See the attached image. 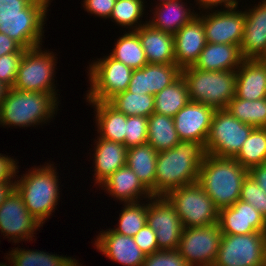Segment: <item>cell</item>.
Returning a JSON list of instances; mask_svg holds the SVG:
<instances>
[{"instance_id": "cell-14", "label": "cell", "mask_w": 266, "mask_h": 266, "mask_svg": "<svg viewBox=\"0 0 266 266\" xmlns=\"http://www.w3.org/2000/svg\"><path fill=\"white\" fill-rule=\"evenodd\" d=\"M43 225L33 217L26 208L21 195L16 189L11 192L4 203L0 206V232L1 235L13 240L32 241L35 232Z\"/></svg>"}, {"instance_id": "cell-1", "label": "cell", "mask_w": 266, "mask_h": 266, "mask_svg": "<svg viewBox=\"0 0 266 266\" xmlns=\"http://www.w3.org/2000/svg\"><path fill=\"white\" fill-rule=\"evenodd\" d=\"M206 155L205 145L194 140H181L173 148L158 152L155 196H167L175 189L197 182Z\"/></svg>"}, {"instance_id": "cell-18", "label": "cell", "mask_w": 266, "mask_h": 266, "mask_svg": "<svg viewBox=\"0 0 266 266\" xmlns=\"http://www.w3.org/2000/svg\"><path fill=\"white\" fill-rule=\"evenodd\" d=\"M95 248L115 263L124 266H142L146 254L137 246L133 237L121 235L112 229L100 231Z\"/></svg>"}, {"instance_id": "cell-25", "label": "cell", "mask_w": 266, "mask_h": 266, "mask_svg": "<svg viewBox=\"0 0 266 266\" xmlns=\"http://www.w3.org/2000/svg\"><path fill=\"white\" fill-rule=\"evenodd\" d=\"M96 139L94 147V180L100 185L119 168L126 165L127 147L118 142L103 138Z\"/></svg>"}, {"instance_id": "cell-4", "label": "cell", "mask_w": 266, "mask_h": 266, "mask_svg": "<svg viewBox=\"0 0 266 266\" xmlns=\"http://www.w3.org/2000/svg\"><path fill=\"white\" fill-rule=\"evenodd\" d=\"M58 101L51 93L10 88L0 105V125L24 128L46 123L57 112Z\"/></svg>"}, {"instance_id": "cell-21", "label": "cell", "mask_w": 266, "mask_h": 266, "mask_svg": "<svg viewBox=\"0 0 266 266\" xmlns=\"http://www.w3.org/2000/svg\"><path fill=\"white\" fill-rule=\"evenodd\" d=\"M206 43L203 21L197 15L174 34L176 65L181 70L194 66Z\"/></svg>"}, {"instance_id": "cell-19", "label": "cell", "mask_w": 266, "mask_h": 266, "mask_svg": "<svg viewBox=\"0 0 266 266\" xmlns=\"http://www.w3.org/2000/svg\"><path fill=\"white\" fill-rule=\"evenodd\" d=\"M181 76V69L176 64H147L133 70L127 91L156 95L171 85Z\"/></svg>"}, {"instance_id": "cell-52", "label": "cell", "mask_w": 266, "mask_h": 266, "mask_svg": "<svg viewBox=\"0 0 266 266\" xmlns=\"http://www.w3.org/2000/svg\"><path fill=\"white\" fill-rule=\"evenodd\" d=\"M159 3L158 4H161V3H165V2H169V1H173V0H158Z\"/></svg>"}, {"instance_id": "cell-27", "label": "cell", "mask_w": 266, "mask_h": 266, "mask_svg": "<svg viewBox=\"0 0 266 266\" xmlns=\"http://www.w3.org/2000/svg\"><path fill=\"white\" fill-rule=\"evenodd\" d=\"M153 18L147 22L154 29L175 34L182 26L197 16L182 0L155 5ZM186 6V7H185Z\"/></svg>"}, {"instance_id": "cell-30", "label": "cell", "mask_w": 266, "mask_h": 266, "mask_svg": "<svg viewBox=\"0 0 266 266\" xmlns=\"http://www.w3.org/2000/svg\"><path fill=\"white\" fill-rule=\"evenodd\" d=\"M180 141L173 117L155 112L148 117L147 143L157 152L169 150Z\"/></svg>"}, {"instance_id": "cell-26", "label": "cell", "mask_w": 266, "mask_h": 266, "mask_svg": "<svg viewBox=\"0 0 266 266\" xmlns=\"http://www.w3.org/2000/svg\"><path fill=\"white\" fill-rule=\"evenodd\" d=\"M243 60L238 45L206 43L193 67L199 70L234 71Z\"/></svg>"}, {"instance_id": "cell-9", "label": "cell", "mask_w": 266, "mask_h": 266, "mask_svg": "<svg viewBox=\"0 0 266 266\" xmlns=\"http://www.w3.org/2000/svg\"><path fill=\"white\" fill-rule=\"evenodd\" d=\"M87 73L90 81L87 101L108 102L127 90L133 69L108 55L91 63Z\"/></svg>"}, {"instance_id": "cell-10", "label": "cell", "mask_w": 266, "mask_h": 266, "mask_svg": "<svg viewBox=\"0 0 266 266\" xmlns=\"http://www.w3.org/2000/svg\"><path fill=\"white\" fill-rule=\"evenodd\" d=\"M214 265L266 266V233L223 234Z\"/></svg>"}, {"instance_id": "cell-2", "label": "cell", "mask_w": 266, "mask_h": 266, "mask_svg": "<svg viewBox=\"0 0 266 266\" xmlns=\"http://www.w3.org/2000/svg\"><path fill=\"white\" fill-rule=\"evenodd\" d=\"M248 169L234 158L205 156L199 168L198 183L218 209L232 206L240 199L242 183Z\"/></svg>"}, {"instance_id": "cell-12", "label": "cell", "mask_w": 266, "mask_h": 266, "mask_svg": "<svg viewBox=\"0 0 266 266\" xmlns=\"http://www.w3.org/2000/svg\"><path fill=\"white\" fill-rule=\"evenodd\" d=\"M222 235L218 223L184 228L177 250L189 266H212L219 251Z\"/></svg>"}, {"instance_id": "cell-41", "label": "cell", "mask_w": 266, "mask_h": 266, "mask_svg": "<svg viewBox=\"0 0 266 266\" xmlns=\"http://www.w3.org/2000/svg\"><path fill=\"white\" fill-rule=\"evenodd\" d=\"M23 53H10L0 57V82L13 87Z\"/></svg>"}, {"instance_id": "cell-32", "label": "cell", "mask_w": 266, "mask_h": 266, "mask_svg": "<svg viewBox=\"0 0 266 266\" xmlns=\"http://www.w3.org/2000/svg\"><path fill=\"white\" fill-rule=\"evenodd\" d=\"M6 257L9 264L14 266H82L75 258L63 257V255L59 256V254L55 255L37 249L31 251V249L12 248Z\"/></svg>"}, {"instance_id": "cell-15", "label": "cell", "mask_w": 266, "mask_h": 266, "mask_svg": "<svg viewBox=\"0 0 266 266\" xmlns=\"http://www.w3.org/2000/svg\"><path fill=\"white\" fill-rule=\"evenodd\" d=\"M237 7L209 10L211 13L207 10L205 15L197 13L203 21L207 43L240 46L244 32L245 12L239 11Z\"/></svg>"}, {"instance_id": "cell-36", "label": "cell", "mask_w": 266, "mask_h": 266, "mask_svg": "<svg viewBox=\"0 0 266 266\" xmlns=\"http://www.w3.org/2000/svg\"><path fill=\"white\" fill-rule=\"evenodd\" d=\"M234 159L248 170L253 166L265 164L266 128H254Z\"/></svg>"}, {"instance_id": "cell-48", "label": "cell", "mask_w": 266, "mask_h": 266, "mask_svg": "<svg viewBox=\"0 0 266 266\" xmlns=\"http://www.w3.org/2000/svg\"><path fill=\"white\" fill-rule=\"evenodd\" d=\"M196 5L198 4L199 9L203 8V10H211L212 8L218 7L219 5L222 7L232 8L238 6L237 0H196Z\"/></svg>"}, {"instance_id": "cell-16", "label": "cell", "mask_w": 266, "mask_h": 266, "mask_svg": "<svg viewBox=\"0 0 266 266\" xmlns=\"http://www.w3.org/2000/svg\"><path fill=\"white\" fill-rule=\"evenodd\" d=\"M218 225L222 234L266 233L264 217L251 204L240 199L232 206L219 209Z\"/></svg>"}, {"instance_id": "cell-44", "label": "cell", "mask_w": 266, "mask_h": 266, "mask_svg": "<svg viewBox=\"0 0 266 266\" xmlns=\"http://www.w3.org/2000/svg\"><path fill=\"white\" fill-rule=\"evenodd\" d=\"M116 0H84L83 7L90 13L98 17L109 19Z\"/></svg>"}, {"instance_id": "cell-28", "label": "cell", "mask_w": 266, "mask_h": 266, "mask_svg": "<svg viewBox=\"0 0 266 266\" xmlns=\"http://www.w3.org/2000/svg\"><path fill=\"white\" fill-rule=\"evenodd\" d=\"M93 105L95 123L100 138L125 145L127 116L117 111L108 102L86 101Z\"/></svg>"}, {"instance_id": "cell-37", "label": "cell", "mask_w": 266, "mask_h": 266, "mask_svg": "<svg viewBox=\"0 0 266 266\" xmlns=\"http://www.w3.org/2000/svg\"><path fill=\"white\" fill-rule=\"evenodd\" d=\"M119 214L118 227L112 230L118 234L133 237L147 224V203H124Z\"/></svg>"}, {"instance_id": "cell-20", "label": "cell", "mask_w": 266, "mask_h": 266, "mask_svg": "<svg viewBox=\"0 0 266 266\" xmlns=\"http://www.w3.org/2000/svg\"><path fill=\"white\" fill-rule=\"evenodd\" d=\"M246 9L240 50L244 59H263L266 56V0Z\"/></svg>"}, {"instance_id": "cell-50", "label": "cell", "mask_w": 266, "mask_h": 266, "mask_svg": "<svg viewBox=\"0 0 266 266\" xmlns=\"http://www.w3.org/2000/svg\"><path fill=\"white\" fill-rule=\"evenodd\" d=\"M15 189V181L0 182V206Z\"/></svg>"}, {"instance_id": "cell-31", "label": "cell", "mask_w": 266, "mask_h": 266, "mask_svg": "<svg viewBox=\"0 0 266 266\" xmlns=\"http://www.w3.org/2000/svg\"><path fill=\"white\" fill-rule=\"evenodd\" d=\"M190 101L186 81L181 75L171 85L154 95V112L174 117Z\"/></svg>"}, {"instance_id": "cell-38", "label": "cell", "mask_w": 266, "mask_h": 266, "mask_svg": "<svg viewBox=\"0 0 266 266\" xmlns=\"http://www.w3.org/2000/svg\"><path fill=\"white\" fill-rule=\"evenodd\" d=\"M144 3V0H116L109 19L117 23V25L119 24V26L121 25L124 28H129L131 31H136L141 26L147 24V21L142 23L140 20L143 14H145Z\"/></svg>"}, {"instance_id": "cell-47", "label": "cell", "mask_w": 266, "mask_h": 266, "mask_svg": "<svg viewBox=\"0 0 266 266\" xmlns=\"http://www.w3.org/2000/svg\"><path fill=\"white\" fill-rule=\"evenodd\" d=\"M25 49L15 40L0 33V57L10 53H24Z\"/></svg>"}, {"instance_id": "cell-5", "label": "cell", "mask_w": 266, "mask_h": 266, "mask_svg": "<svg viewBox=\"0 0 266 266\" xmlns=\"http://www.w3.org/2000/svg\"><path fill=\"white\" fill-rule=\"evenodd\" d=\"M192 102L202 103L215 110L226 109L235 97L236 70H199L193 66L181 70Z\"/></svg>"}, {"instance_id": "cell-3", "label": "cell", "mask_w": 266, "mask_h": 266, "mask_svg": "<svg viewBox=\"0 0 266 266\" xmlns=\"http://www.w3.org/2000/svg\"><path fill=\"white\" fill-rule=\"evenodd\" d=\"M56 169L54 164L49 163L42 167L35 166L15 181V189L21 195L29 213L42 225L55 211L60 199V179L56 176Z\"/></svg>"}, {"instance_id": "cell-51", "label": "cell", "mask_w": 266, "mask_h": 266, "mask_svg": "<svg viewBox=\"0 0 266 266\" xmlns=\"http://www.w3.org/2000/svg\"><path fill=\"white\" fill-rule=\"evenodd\" d=\"M8 89L9 88L5 84L0 82V105H1L2 101L5 99V96H6Z\"/></svg>"}, {"instance_id": "cell-34", "label": "cell", "mask_w": 266, "mask_h": 266, "mask_svg": "<svg viewBox=\"0 0 266 266\" xmlns=\"http://www.w3.org/2000/svg\"><path fill=\"white\" fill-rule=\"evenodd\" d=\"M226 109L243 123L266 128V98L248 101L235 96Z\"/></svg>"}, {"instance_id": "cell-17", "label": "cell", "mask_w": 266, "mask_h": 266, "mask_svg": "<svg viewBox=\"0 0 266 266\" xmlns=\"http://www.w3.org/2000/svg\"><path fill=\"white\" fill-rule=\"evenodd\" d=\"M215 109L190 101L173 117L180 140H194L205 145Z\"/></svg>"}, {"instance_id": "cell-42", "label": "cell", "mask_w": 266, "mask_h": 266, "mask_svg": "<svg viewBox=\"0 0 266 266\" xmlns=\"http://www.w3.org/2000/svg\"><path fill=\"white\" fill-rule=\"evenodd\" d=\"M142 266H189L178 250H159L146 255Z\"/></svg>"}, {"instance_id": "cell-7", "label": "cell", "mask_w": 266, "mask_h": 266, "mask_svg": "<svg viewBox=\"0 0 266 266\" xmlns=\"http://www.w3.org/2000/svg\"><path fill=\"white\" fill-rule=\"evenodd\" d=\"M166 197L176 209L184 228L218 223L219 209L198 182L175 189Z\"/></svg>"}, {"instance_id": "cell-43", "label": "cell", "mask_w": 266, "mask_h": 266, "mask_svg": "<svg viewBox=\"0 0 266 266\" xmlns=\"http://www.w3.org/2000/svg\"><path fill=\"white\" fill-rule=\"evenodd\" d=\"M133 239L146 255L159 251L155 231L148 224L141 228V230L133 236Z\"/></svg>"}, {"instance_id": "cell-40", "label": "cell", "mask_w": 266, "mask_h": 266, "mask_svg": "<svg viewBox=\"0 0 266 266\" xmlns=\"http://www.w3.org/2000/svg\"><path fill=\"white\" fill-rule=\"evenodd\" d=\"M148 118L144 116H127L125 146L127 148L147 143Z\"/></svg>"}, {"instance_id": "cell-23", "label": "cell", "mask_w": 266, "mask_h": 266, "mask_svg": "<svg viewBox=\"0 0 266 266\" xmlns=\"http://www.w3.org/2000/svg\"><path fill=\"white\" fill-rule=\"evenodd\" d=\"M99 186L110 196L116 198V200H120L122 203L138 202L139 199L143 200L141 199L142 197L144 199L152 197L151 192L127 165L119 168Z\"/></svg>"}, {"instance_id": "cell-35", "label": "cell", "mask_w": 266, "mask_h": 266, "mask_svg": "<svg viewBox=\"0 0 266 266\" xmlns=\"http://www.w3.org/2000/svg\"><path fill=\"white\" fill-rule=\"evenodd\" d=\"M108 103L126 116L149 117L154 112V96L131 93L127 90L115 95Z\"/></svg>"}, {"instance_id": "cell-39", "label": "cell", "mask_w": 266, "mask_h": 266, "mask_svg": "<svg viewBox=\"0 0 266 266\" xmlns=\"http://www.w3.org/2000/svg\"><path fill=\"white\" fill-rule=\"evenodd\" d=\"M240 200L251 204L266 220V192L249 174L242 183Z\"/></svg>"}, {"instance_id": "cell-49", "label": "cell", "mask_w": 266, "mask_h": 266, "mask_svg": "<svg viewBox=\"0 0 266 266\" xmlns=\"http://www.w3.org/2000/svg\"><path fill=\"white\" fill-rule=\"evenodd\" d=\"M248 174L266 192V163L251 167Z\"/></svg>"}, {"instance_id": "cell-13", "label": "cell", "mask_w": 266, "mask_h": 266, "mask_svg": "<svg viewBox=\"0 0 266 266\" xmlns=\"http://www.w3.org/2000/svg\"><path fill=\"white\" fill-rule=\"evenodd\" d=\"M147 201V224L155 231L159 250L178 249L184 227L173 204L166 196Z\"/></svg>"}, {"instance_id": "cell-22", "label": "cell", "mask_w": 266, "mask_h": 266, "mask_svg": "<svg viewBox=\"0 0 266 266\" xmlns=\"http://www.w3.org/2000/svg\"><path fill=\"white\" fill-rule=\"evenodd\" d=\"M235 96L248 101L266 98V63L244 59L236 70Z\"/></svg>"}, {"instance_id": "cell-24", "label": "cell", "mask_w": 266, "mask_h": 266, "mask_svg": "<svg viewBox=\"0 0 266 266\" xmlns=\"http://www.w3.org/2000/svg\"><path fill=\"white\" fill-rule=\"evenodd\" d=\"M135 32L149 64H176L173 34L154 29L148 23Z\"/></svg>"}, {"instance_id": "cell-29", "label": "cell", "mask_w": 266, "mask_h": 266, "mask_svg": "<svg viewBox=\"0 0 266 266\" xmlns=\"http://www.w3.org/2000/svg\"><path fill=\"white\" fill-rule=\"evenodd\" d=\"M158 152L148 143L127 148L126 165L155 196V175Z\"/></svg>"}, {"instance_id": "cell-8", "label": "cell", "mask_w": 266, "mask_h": 266, "mask_svg": "<svg viewBox=\"0 0 266 266\" xmlns=\"http://www.w3.org/2000/svg\"><path fill=\"white\" fill-rule=\"evenodd\" d=\"M253 129V126L241 122L227 109L215 110L205 143L206 153L234 158Z\"/></svg>"}, {"instance_id": "cell-46", "label": "cell", "mask_w": 266, "mask_h": 266, "mask_svg": "<svg viewBox=\"0 0 266 266\" xmlns=\"http://www.w3.org/2000/svg\"><path fill=\"white\" fill-rule=\"evenodd\" d=\"M18 162L8 155L0 153V182L4 181H16V175L18 171ZM15 180H14V179ZM12 179V180H11Z\"/></svg>"}, {"instance_id": "cell-53", "label": "cell", "mask_w": 266, "mask_h": 266, "mask_svg": "<svg viewBox=\"0 0 266 266\" xmlns=\"http://www.w3.org/2000/svg\"><path fill=\"white\" fill-rule=\"evenodd\" d=\"M0 266H7V264L6 263H0ZM9 266H11V265H9Z\"/></svg>"}, {"instance_id": "cell-11", "label": "cell", "mask_w": 266, "mask_h": 266, "mask_svg": "<svg viewBox=\"0 0 266 266\" xmlns=\"http://www.w3.org/2000/svg\"><path fill=\"white\" fill-rule=\"evenodd\" d=\"M50 2L51 0H34L25 9V16L0 17V33L9 36L24 49L41 46Z\"/></svg>"}, {"instance_id": "cell-33", "label": "cell", "mask_w": 266, "mask_h": 266, "mask_svg": "<svg viewBox=\"0 0 266 266\" xmlns=\"http://www.w3.org/2000/svg\"><path fill=\"white\" fill-rule=\"evenodd\" d=\"M110 56L133 70L141 69L148 64L138 34L129 29L117 39Z\"/></svg>"}, {"instance_id": "cell-6", "label": "cell", "mask_w": 266, "mask_h": 266, "mask_svg": "<svg viewBox=\"0 0 266 266\" xmlns=\"http://www.w3.org/2000/svg\"><path fill=\"white\" fill-rule=\"evenodd\" d=\"M42 46L25 49L12 88L21 91L51 93L57 100L55 89L56 55ZM54 80V81H53Z\"/></svg>"}, {"instance_id": "cell-45", "label": "cell", "mask_w": 266, "mask_h": 266, "mask_svg": "<svg viewBox=\"0 0 266 266\" xmlns=\"http://www.w3.org/2000/svg\"><path fill=\"white\" fill-rule=\"evenodd\" d=\"M34 0H0V17L25 16V9Z\"/></svg>"}]
</instances>
